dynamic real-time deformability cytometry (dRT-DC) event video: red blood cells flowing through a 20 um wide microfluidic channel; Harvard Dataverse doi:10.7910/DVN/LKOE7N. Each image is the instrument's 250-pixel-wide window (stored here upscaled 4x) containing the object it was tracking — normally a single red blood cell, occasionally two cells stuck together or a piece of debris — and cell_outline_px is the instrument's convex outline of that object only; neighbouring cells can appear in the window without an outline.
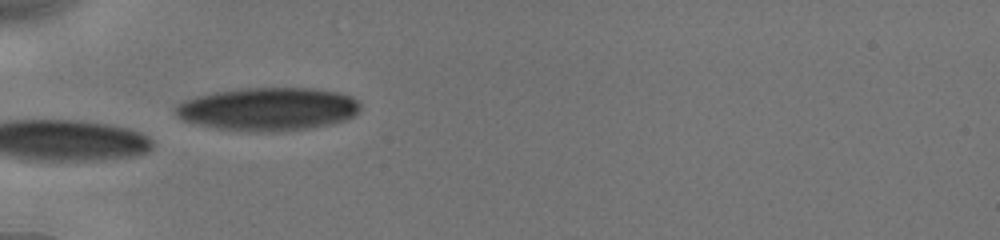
{"species": "human", "species_latin": "Homo sapiens", "temperature_condition": "cold", "stored_images_in_passage": 3, "camera_frame_rate_fps": 3000, "um_per_image_px": 0.085, "donor": {"sex": "male"}, "frame": {"image": 1, "passage_image": 2, "time_ms": 1.333, "image_size_px": [1000, 240], "cell_outline_px": [[360, 108], [352, 116], [344, 120], [332, 124], [308, 128], [276, 132], [248, 132], [216, 128], [184, 120], [176, 112], [176, 104], [184, 100], [196, 96], [216, 92], [244, 88], [312, 88], [336, 92], [352, 96], [360, 104]], "centroid_in_image_um": [22.8, 9.27], "position_along_channel_um": 62.2, "area_um2": 46.24}}